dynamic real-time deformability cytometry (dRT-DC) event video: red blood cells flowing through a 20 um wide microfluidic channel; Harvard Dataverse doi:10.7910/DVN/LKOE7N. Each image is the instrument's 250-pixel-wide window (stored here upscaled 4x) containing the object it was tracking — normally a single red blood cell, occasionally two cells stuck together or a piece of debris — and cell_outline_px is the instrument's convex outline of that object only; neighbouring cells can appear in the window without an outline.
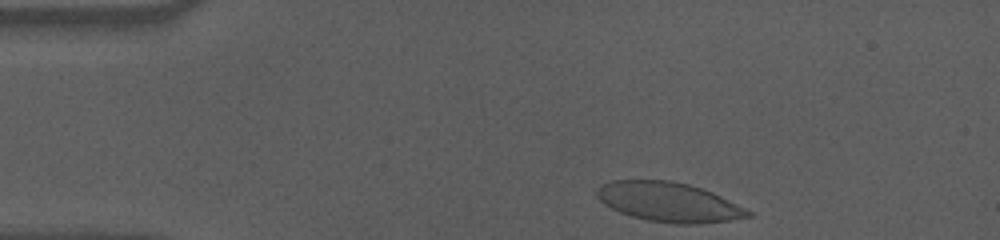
{"species": "human", "species_latin": "Homo sapiens", "temperature_condition": "cold", "stored_images_in_passage": 39, "camera_frame_rate_fps": 3000, "um_per_image_px": 0.085, "donor": {"sex": "male"}, "frame": {"image": 1, "passage_image": 1, "time_ms": 0.0, "image_size_px": [1000, 240], "cell_outline_px": [[752, 216], [728, 220], [700, 224], [676, 224], [648, 220], [632, 216], [620, 212], [604, 204], [596, 196], [596, 188], [600, 184], [612, 180], [672, 180], [688, 184], [712, 192], [752, 212]], "centroid_in_image_um": [56.8, 17.16], "position_along_channel_um": 28.2, "area_um2": 34.62}}
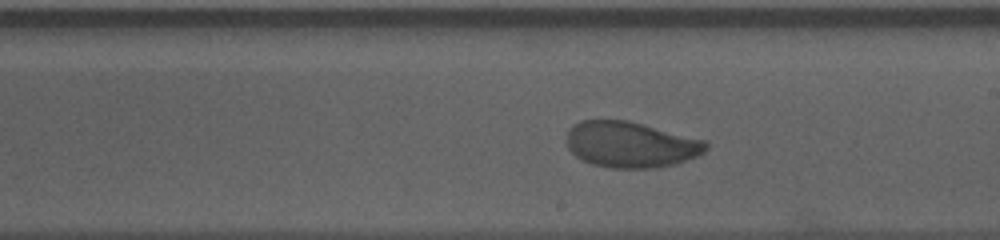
{"frame": {"image": 2, "passage_image": 24, "time_ms": 7.667, "image_size_px": [1000, 240], "cell_outline_px": [[708, 148], [704, 152], [696, 156], [676, 164], [656, 168], [612, 168], [592, 164], [576, 156], [568, 148], [568, 128], [572, 124], [580, 120], [628, 120], [708, 140]], "centroid_in_image_um": [53.64, 12.28], "position_along_channel_um": 235.4, "area_um2": 37.57}}
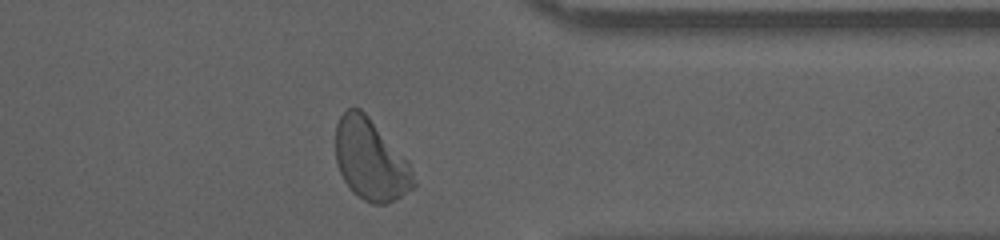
{"frame": {"image": 3, "passage_image": 37, "time_ms": 12.0, "image_size_px": [1000, 240], "cell_outline_px": [[416, 188], [384, 204], [372, 204], [364, 200], [352, 192], [344, 180], [340, 172], [336, 160], [336, 124], [340, 116], [348, 108], [360, 108], [368, 116], [408, 160], [416, 184]], "centroid_in_image_um": [31.5, 13.59], "position_along_channel_um": 379.9, "area_um2": 36.7}, "authors_computed_cell_mechanics": {"area_um2": 36.992, "velocity_mm_per_s": 3.5208, "shape_relaxation_time_tau1_ms": 4.6037, "shape_relaxation_time_tau2_ms": 0.799, "deformation_change_tau1": 0.1473, "deformation_change_tau2": 0.0521}}